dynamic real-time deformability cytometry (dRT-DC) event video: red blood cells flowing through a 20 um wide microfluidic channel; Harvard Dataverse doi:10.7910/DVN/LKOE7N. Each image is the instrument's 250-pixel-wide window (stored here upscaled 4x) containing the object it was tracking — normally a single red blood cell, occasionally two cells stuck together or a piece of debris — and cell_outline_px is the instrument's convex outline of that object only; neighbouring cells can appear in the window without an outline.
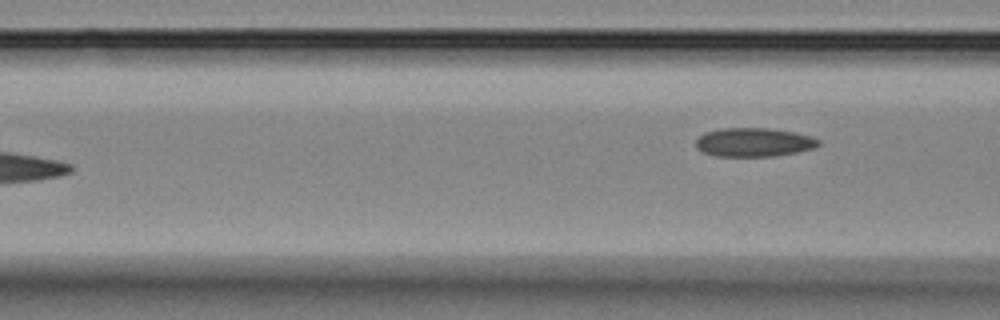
{"species": "Egyptian fruit bat (a non-hibernating species)", "species_latin": "Rousettus aegyptiacus", "temperature_condition": "room temperature", "stored_images_in_passage": 6, "camera_frame_rate_fps": 3000, "um_per_image_px": 0.085, "animal": {"sex": "female"}, "frame": {"image": 1, "passage_image": 6, "time_ms": 6.0, "image_size_px": [1000, 320], "cell_outline_px": [[820, 144], [812, 148], [796, 152], [772, 156], [716, 156], [704, 152], [696, 148], [696, 140], [704, 132], [720, 128], [772, 128], [796, 132], [812, 136], [820, 140]], "centroid_in_image_um": [64.08, 12.08], "position_along_channel_um": 102.5, "area_um2": 20.63}}